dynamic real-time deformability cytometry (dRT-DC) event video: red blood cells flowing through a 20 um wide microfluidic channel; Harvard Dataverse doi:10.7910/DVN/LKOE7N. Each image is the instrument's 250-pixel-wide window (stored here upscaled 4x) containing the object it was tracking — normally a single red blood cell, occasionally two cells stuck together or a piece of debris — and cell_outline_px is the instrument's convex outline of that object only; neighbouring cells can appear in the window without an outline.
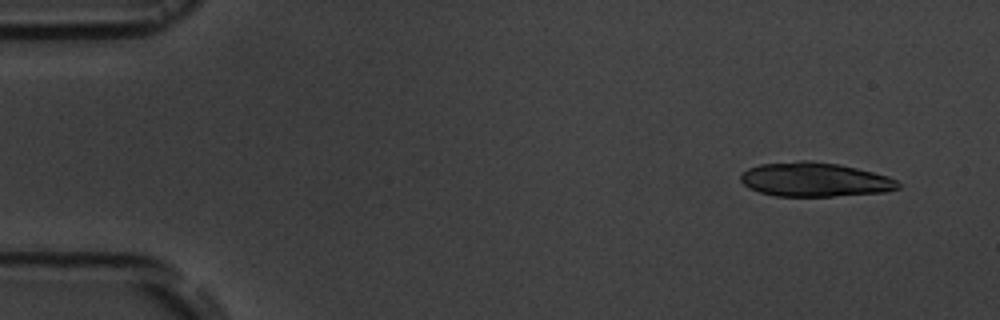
{"species": "common noctule bat (a hibernating species)", "species_latin": "Nyctalus noctula", "temperature_condition": "room temperature", "stored_images_in_passage": 9, "camera_frame_rate_fps": 3000, "um_per_image_px": 0.085, "animal": {"sex": "male", "body_mass_g": 19.5, "forearm_length_mm": 54.6}, "frame": {"image": 1, "passage_image": 1, "time_ms": 0.0, "image_size_px": [1000, 320], "cell_outline_px": [[900, 188], [884, 192], [832, 196], [776, 196], [760, 192], [744, 184], [740, 180], [740, 172], [748, 168], [760, 164], [796, 160], [812, 160], [840, 164], [888, 176], [896, 180], [900, 184]], "centroid_in_image_um": [69.24, 15.25], "position_along_channel_um": 15.8, "area_um2": 31.44}}
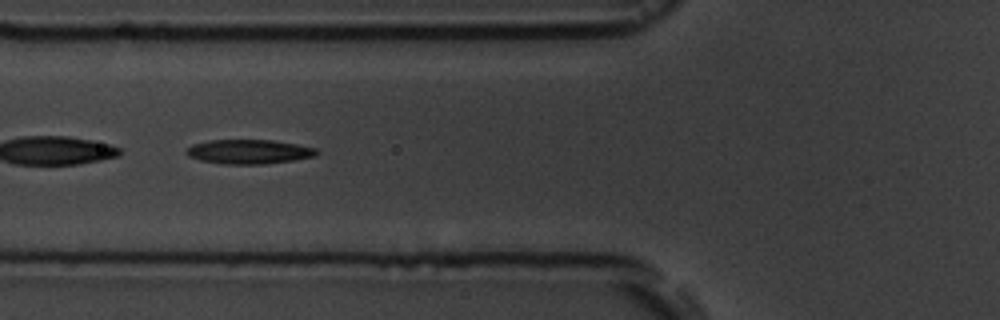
{"frame": {"image": 2, "passage_image": 6, "time_ms": 5.667, "image_size_px": [1000, 320], "cell_outline_px": [[320, 152], [316, 156], [292, 160], [264, 164], [224, 164], [200, 160], [188, 156], [184, 152], [192, 144], [208, 140], [272, 140], [296, 144], [316, 148]], "centroid_in_image_um": [21.15, 12.89], "position_along_channel_um": 104.7, "area_um2": 18.5}}
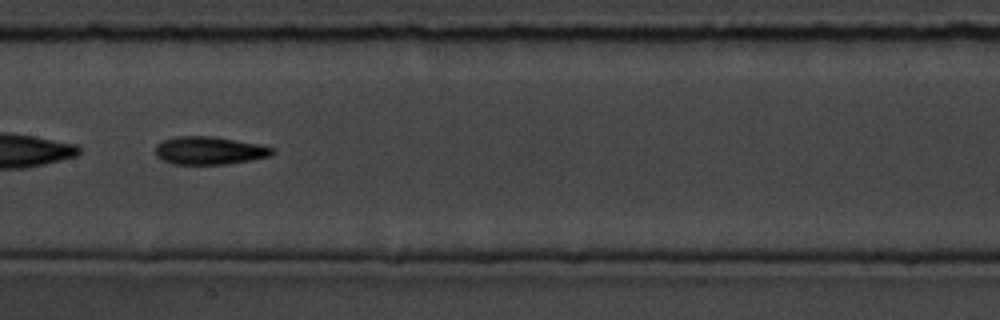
{"frame": {"image": 3, "passage_image": 8, "time_ms": 8.0, "image_size_px": [1000, 320], "cell_outline_px": [[276, 152], [272, 156], [224, 164], [172, 164], [156, 156], [156, 144], [164, 140], [176, 136], [212, 136], [260, 144], [272, 148]], "centroid_in_image_um": [17.8, 12.79], "position_along_channel_um": 189.6, "area_um2": 18.96}}